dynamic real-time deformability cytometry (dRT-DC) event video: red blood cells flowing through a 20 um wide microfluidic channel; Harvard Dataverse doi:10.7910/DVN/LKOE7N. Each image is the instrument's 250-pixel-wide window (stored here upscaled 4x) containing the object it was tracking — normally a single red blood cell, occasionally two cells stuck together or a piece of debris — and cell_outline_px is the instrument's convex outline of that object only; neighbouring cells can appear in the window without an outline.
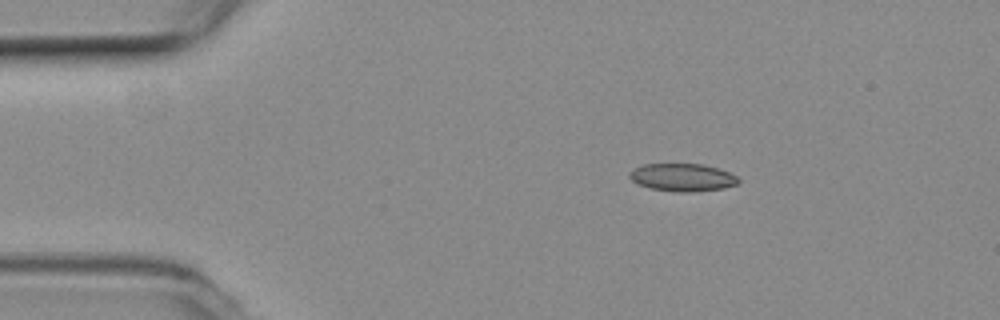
{"species": "common noctule bat (a hibernating species)", "species_latin": "Nyctalus noctula", "temperature_condition": "room temperature", "stored_images_in_passage": 46, "camera_frame_rate_fps": 3000, "um_per_image_px": 0.085, "animal": {"sex": "female", "body_mass_g": 19.3, "forearm_length_mm": 54.1}, "frame": {"image": 1, "passage_image": 1, "time_ms": 0.0, "image_size_px": [1000, 320], "cell_outline_px": [[740, 180], [736, 184], [724, 188], [692, 192], [676, 192], [652, 188], [636, 184], [628, 176], [628, 172], [644, 164], [704, 164], [728, 172], [736, 176]], "centroid_in_image_um": [57.99, 15.08], "position_along_channel_um": 27.0, "area_um2": 17.51}}
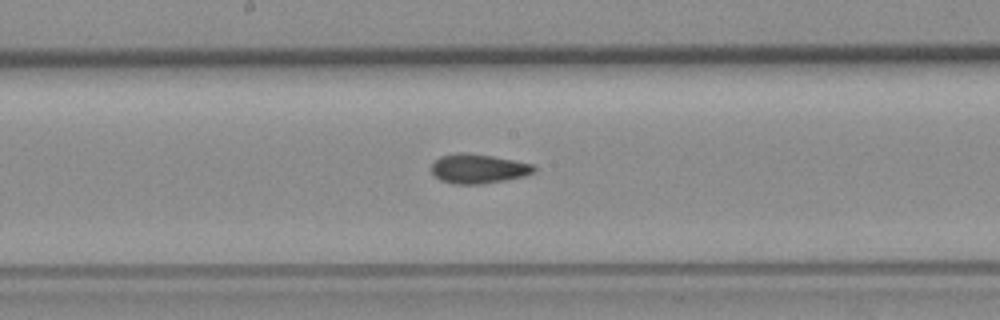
{"frame": {"image": 2, "passage_image": 20, "time_ms": 6.333, "image_size_px": [1000, 320], "cell_outline_px": [[536, 172], [524, 176], [504, 180], [480, 184], [452, 184], [440, 180], [432, 172], [432, 164], [440, 156], [456, 152], [468, 152], [492, 156], [532, 164], [536, 168]], "centroid_in_image_um": [40.64, 14.33], "position_along_channel_um": 207.6, "area_um2": 17.57}}
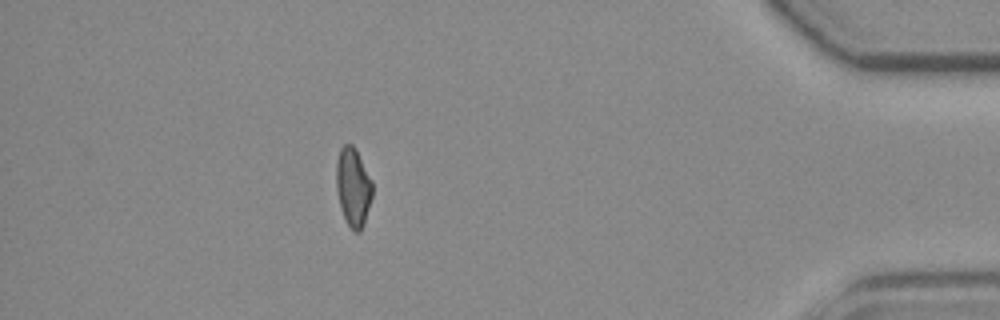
{"frame": {"image": 3, "passage_image": 40, "time_ms": 13.0, "image_size_px": [1000, 320], "cell_outline_px": [[372, 196], [364, 224], [360, 232], [356, 232], [348, 224], [344, 216], [340, 204], [336, 188], [336, 164], [340, 148], [344, 144], [352, 144], [356, 148], [372, 180]], "centroid_in_image_um": [30.02, 15.86], "position_along_channel_um": 405.2, "area_um2": 16.47}, "authors_computed_cell_mechanics": {"area_um2": 17.1377, "velocity_mm_per_s": 3.7672, "shape_relaxation_time_tau1_ms": null, "shape_relaxation_time_tau2_ms": 2.7125, "deformation_change_tau1": null, "deformation_change_tau2": 0.0818}}